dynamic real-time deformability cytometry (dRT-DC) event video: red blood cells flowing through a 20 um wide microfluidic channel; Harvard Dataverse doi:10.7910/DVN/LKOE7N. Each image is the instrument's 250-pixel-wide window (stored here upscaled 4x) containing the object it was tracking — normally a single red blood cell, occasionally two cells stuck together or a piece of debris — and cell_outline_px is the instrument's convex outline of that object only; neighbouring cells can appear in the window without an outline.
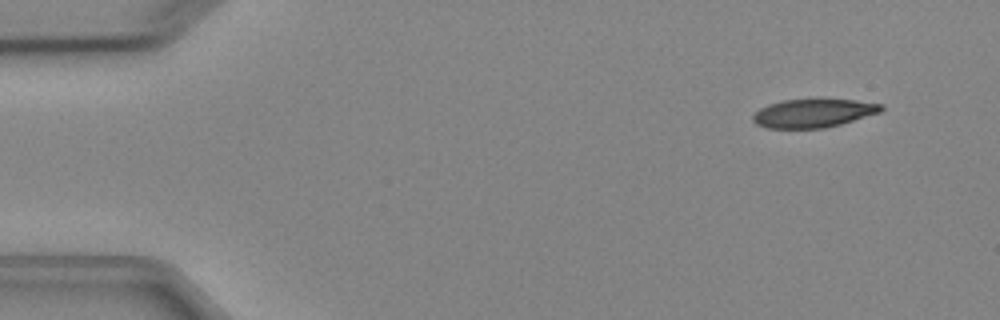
{"species": "Egyptian fruit bat (a non-hibernating species)", "species_latin": "Rousettus aegyptiacus", "temperature_condition": "cold", "stored_images_in_passage": 5, "camera_frame_rate_fps": 3000, "um_per_image_px": 0.085, "animal": {"sex": "female"}, "frame": {"image": 1, "passage_image": 2, "time_ms": 1.0, "image_size_px": [1000, 320], "cell_outline_px": [[884, 108], [880, 112], [840, 124], [824, 128], [768, 128], [756, 124], [752, 120], [752, 116], [760, 108], [768, 104], [784, 100], [824, 96], [856, 100], [884, 104]], "centroid_in_image_um": [69.16, 9.56], "position_along_channel_um": 15.8, "area_um2": 22.08}}
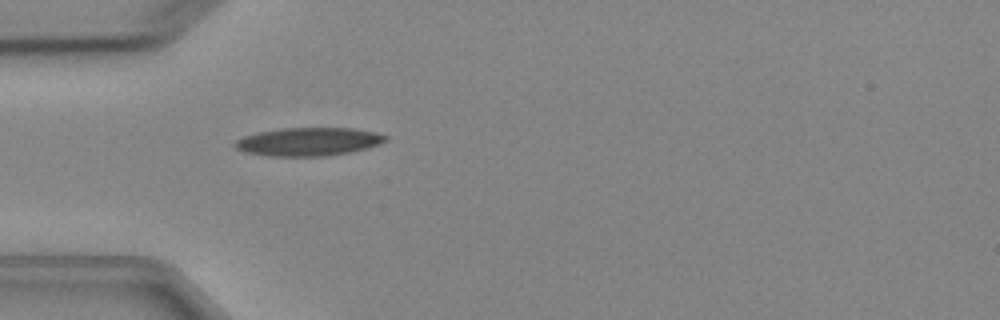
{"frame": {"image": 2, "passage_image": 5, "time_ms": 4.667, "image_size_px": [1000, 320], "cell_outline_px": [[388, 140], [380, 144], [348, 152], [324, 156], [268, 156], [244, 152], [236, 148], [232, 144], [236, 140], [244, 136], [260, 132], [280, 128], [352, 128], [376, 132], [388, 136]], "centroid_in_image_um": [26.21, 12.04], "position_along_channel_um": 58.8, "area_um2": 24.74}}